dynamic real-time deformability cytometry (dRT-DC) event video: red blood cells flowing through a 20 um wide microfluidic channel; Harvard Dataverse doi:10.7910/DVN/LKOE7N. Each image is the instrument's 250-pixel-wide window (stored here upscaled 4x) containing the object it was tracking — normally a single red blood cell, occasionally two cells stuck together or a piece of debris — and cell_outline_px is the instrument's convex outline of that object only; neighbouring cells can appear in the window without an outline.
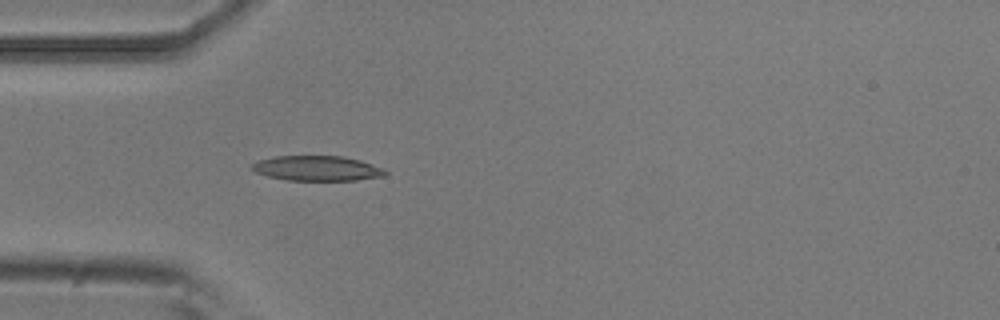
{"species": "common noctule bat (a hibernating species)", "species_latin": "Nyctalus noctula", "temperature_condition": "room temperature", "stored_images_in_passage": 3, "camera_frame_rate_fps": 3000, "um_per_image_px": 0.085, "animal": {"sex": "male", "body_mass_g": 20.5, "forearm_length_mm": 52.5}, "frame": {"image": 1, "passage_image": 3, "time_ms": 0.667, "image_size_px": [1000, 320], "cell_outline_px": [[388, 172], [384, 176], [356, 180], [288, 180], [268, 176], [256, 172], [252, 168], [252, 164], [260, 160], [276, 156], [344, 156], [360, 160], [384, 168]], "centroid_in_image_um": [27.0, 14.3], "position_along_channel_um": 58.0, "area_um2": 19.31}}